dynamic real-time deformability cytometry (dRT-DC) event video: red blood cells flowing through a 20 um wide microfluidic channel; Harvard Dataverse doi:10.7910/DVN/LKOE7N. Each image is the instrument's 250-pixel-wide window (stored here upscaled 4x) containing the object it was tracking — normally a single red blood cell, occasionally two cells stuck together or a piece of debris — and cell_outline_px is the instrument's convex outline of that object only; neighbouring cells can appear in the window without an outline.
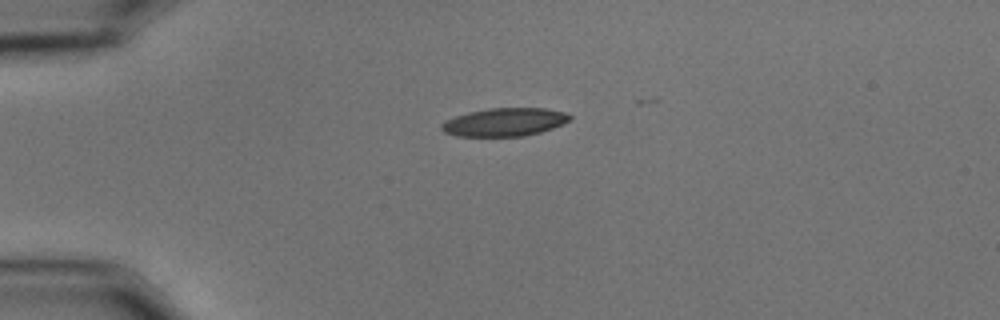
{"species": "common noctule bat (a hibernating species)", "species_latin": "Nyctalus noctula", "temperature_condition": "cold", "stored_images_in_passage": 9, "camera_frame_rate_fps": 3000, "um_per_image_px": 0.085, "animal": {"sex": "male", "body_mass_g": 15.6}, "frame": {"image": 1, "passage_image": 1, "time_ms": 0.0, "image_size_px": [1000, 320], "cell_outline_px": [[572, 120], [552, 128], [540, 132], [524, 136], [456, 136], [444, 132], [440, 128], [440, 124], [444, 120], [468, 112], [488, 108], [544, 108], [564, 112], [572, 116]], "centroid_in_image_um": [42.87, 10.37], "position_along_channel_um": 42.1, "area_um2": 21.15}}